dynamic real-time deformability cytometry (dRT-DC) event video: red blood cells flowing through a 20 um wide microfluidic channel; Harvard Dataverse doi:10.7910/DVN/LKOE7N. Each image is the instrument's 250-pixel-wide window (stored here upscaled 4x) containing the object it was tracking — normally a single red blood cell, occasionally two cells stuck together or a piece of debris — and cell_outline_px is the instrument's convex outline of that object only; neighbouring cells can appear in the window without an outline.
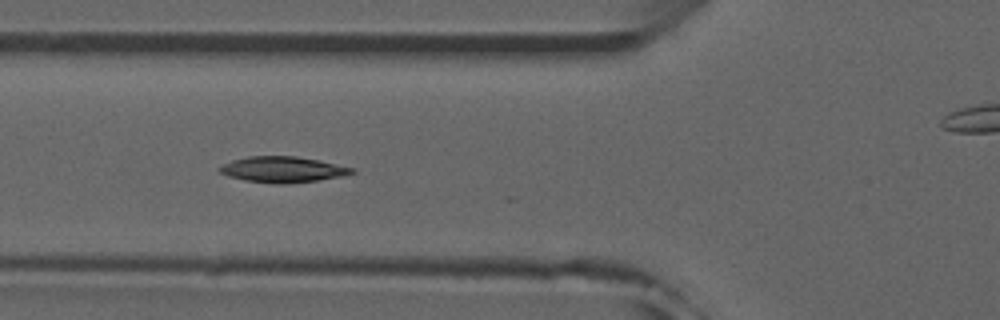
{"species": "common noctule bat (a hibernating species)", "species_latin": "Nyctalus noctula", "temperature_condition": "room temperature", "stored_images_in_passage": 12, "camera_frame_rate_fps": 3000, "um_per_image_px": 0.085, "animal": {"sex": "male", "forearm_length_mm": 52.5}, "frame": {"image": 1, "passage_image": 10, "time_ms": 3.0, "image_size_px": [1000, 320], "cell_outline_px": [[356, 172], [340, 176], [316, 180], [284, 184], [276, 184], [244, 180], [228, 176], [220, 172], [216, 168], [232, 160], [248, 156], [296, 156], [320, 160], [356, 168]], "centroid_in_image_um": [24.03, 14.4], "position_along_channel_um": 101.8, "area_um2": 19.94}}